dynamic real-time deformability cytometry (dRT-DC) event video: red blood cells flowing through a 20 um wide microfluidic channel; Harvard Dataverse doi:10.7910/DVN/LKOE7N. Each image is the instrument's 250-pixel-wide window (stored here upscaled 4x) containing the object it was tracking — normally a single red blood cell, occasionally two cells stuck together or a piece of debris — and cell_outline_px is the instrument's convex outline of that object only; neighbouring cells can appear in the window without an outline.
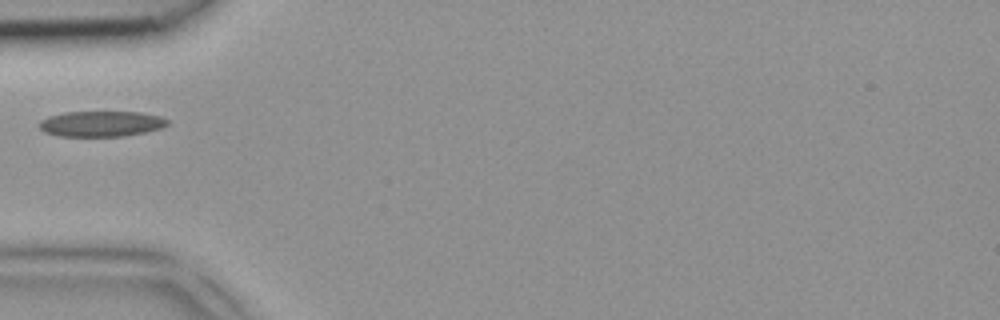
{"species": "common noctule bat (a hibernating species)", "species_latin": "Nyctalus noctula", "temperature_condition": "room temperature", "stored_images_in_passage": 1, "camera_frame_rate_fps": 3000, "um_per_image_px": 0.085, "animal": {"sex": "female", "body_mass_g": 18.4}, "frame": {"image": 1, "passage_image": 1, "time_ms": 0.0, "image_size_px": [1000, 320], "cell_outline_px": [[168, 124], [160, 128], [144, 132], [124, 136], [60, 136], [44, 132], [36, 124], [40, 120], [48, 116], [64, 112], [140, 112], [160, 116], [168, 120]], "centroid_in_image_um": [8.55, 10.52], "position_along_channel_um": 76.4, "area_um2": 19.13}}